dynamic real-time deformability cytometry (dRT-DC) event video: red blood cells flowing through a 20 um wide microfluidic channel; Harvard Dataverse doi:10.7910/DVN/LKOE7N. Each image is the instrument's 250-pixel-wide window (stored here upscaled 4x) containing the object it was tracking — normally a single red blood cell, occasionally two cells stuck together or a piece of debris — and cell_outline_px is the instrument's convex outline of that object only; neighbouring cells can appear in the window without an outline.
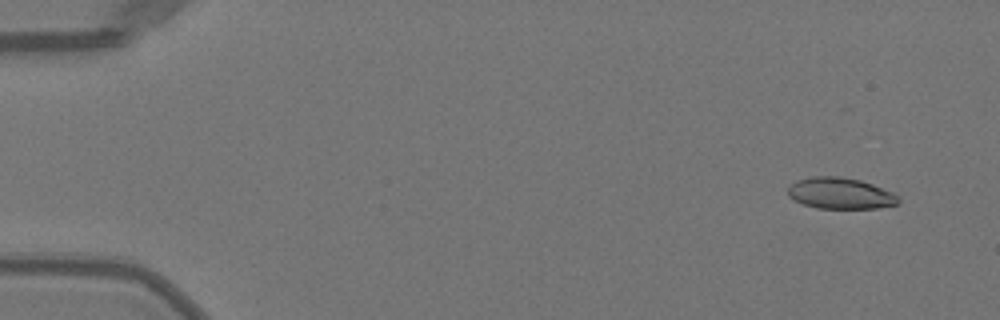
{"species": "Egyptian fruit bat (a non-hibernating species)", "species_latin": "Rousettus aegyptiacus", "temperature_condition": "warm", "stored_images_in_passage": 27, "camera_frame_rate_fps": 3000, "um_per_image_px": 0.085, "animal": {"sex": "female"}, "frame": {"image": 1, "passage_image": 1, "time_ms": 0.0, "image_size_px": [1000, 320], "cell_outline_px": [[900, 200], [896, 204], [876, 208], [816, 208], [792, 200], [788, 196], [788, 188], [796, 180], [812, 176], [840, 176], [860, 180], [872, 184], [892, 192], [900, 196]], "centroid_in_image_um": [71.41, 16.43], "position_along_channel_um": 13.6, "area_um2": 20.17}}
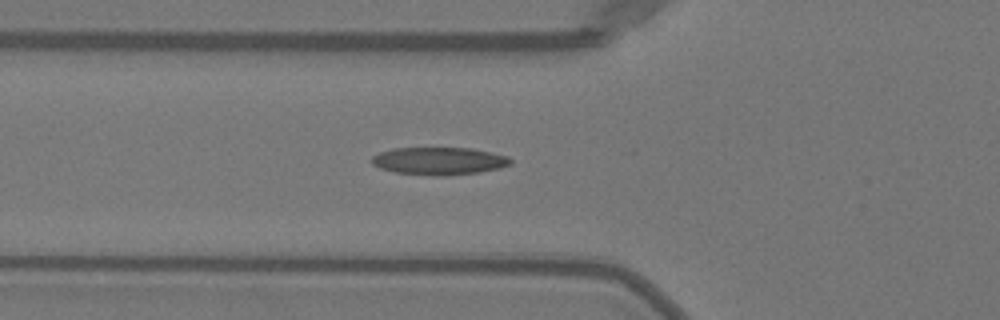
{"frame": {"image": 2, "passage_image": 16, "time_ms": 5.0, "image_size_px": [1000, 320], "cell_outline_px": [[512, 164], [500, 168], [480, 172], [444, 176], [436, 176], [396, 172], [380, 168], [372, 164], [372, 156], [380, 152], [396, 148], [472, 148], [492, 152], [508, 156], [512, 160]], "centroid_in_image_um": [37.37, 13.68], "position_along_channel_um": 88.4, "area_um2": 22.37}}
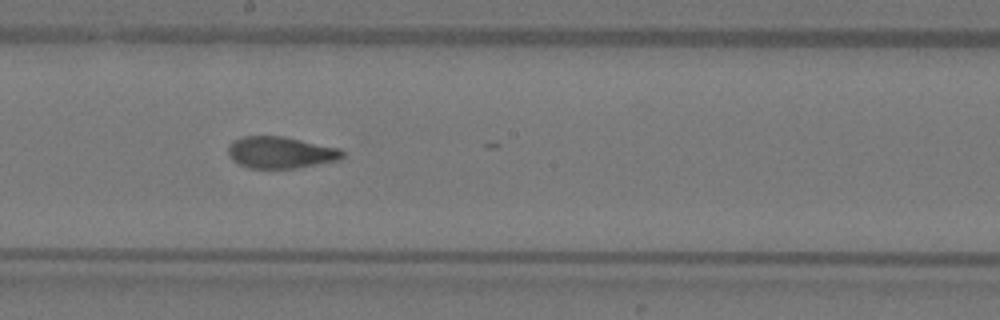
{"frame": {"image": 3, "passage_image": 26, "time_ms": 8.333, "image_size_px": [1000, 320], "cell_outline_px": [[344, 156], [340, 160], [296, 168], [248, 168], [232, 160], [228, 152], [228, 148], [232, 140], [244, 136], [284, 136], [340, 148], [344, 152]], "centroid_in_image_um": [23.87, 12.95], "position_along_channel_um": 224.3, "area_um2": 21.21}}